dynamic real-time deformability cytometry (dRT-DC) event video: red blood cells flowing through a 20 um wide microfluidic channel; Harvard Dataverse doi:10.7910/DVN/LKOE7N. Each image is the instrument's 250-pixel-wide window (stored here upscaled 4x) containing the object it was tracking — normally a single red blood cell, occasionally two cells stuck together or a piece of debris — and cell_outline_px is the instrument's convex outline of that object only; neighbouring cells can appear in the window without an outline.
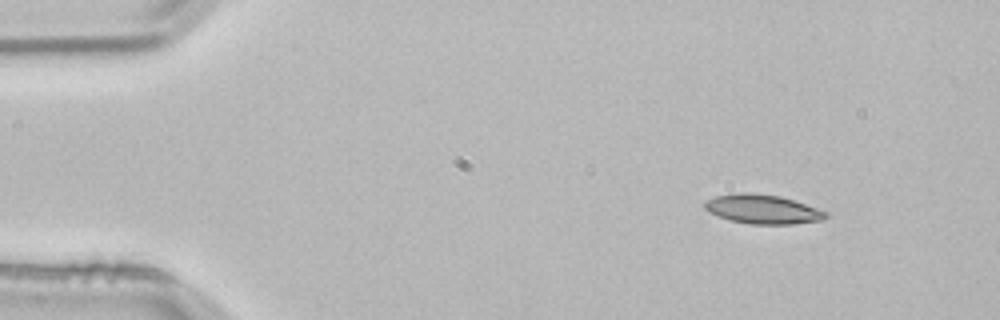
{"species": "common noctule bat (a hibernating species)", "species_latin": "Nyctalus noctula", "temperature_condition": "room temperature", "stored_images_in_passage": 3, "camera_frame_rate_fps": 3000, "um_per_image_px": 0.085, "animal": {"sex": "male", "body_mass_g": 21.5, "forearm_length_mm": 52.0}, "frame": {"image": 1, "passage_image": 1, "time_ms": 0.0, "image_size_px": [1000, 320], "cell_outline_px": [[828, 216], [820, 220], [792, 224], [748, 224], [732, 220], [708, 212], [704, 208], [704, 204], [708, 200], [716, 196], [740, 192], [748, 192], [780, 196], [828, 212]], "centroid_in_image_um": [64.81, 17.78], "position_along_channel_um": 20.2, "area_um2": 20.29}}